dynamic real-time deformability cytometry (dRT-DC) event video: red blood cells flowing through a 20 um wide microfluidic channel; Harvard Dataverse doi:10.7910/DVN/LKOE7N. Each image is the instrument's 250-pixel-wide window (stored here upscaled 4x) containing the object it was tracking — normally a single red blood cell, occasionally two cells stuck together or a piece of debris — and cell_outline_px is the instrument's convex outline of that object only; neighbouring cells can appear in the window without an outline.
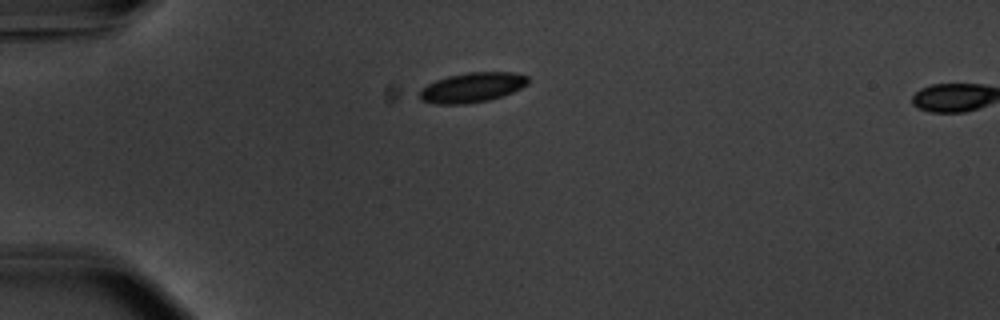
{"species": "common noctule bat (a hibernating species)", "species_latin": "Nyctalus noctula", "temperature_condition": "warm", "stored_images_in_passage": 3, "camera_frame_rate_fps": 3000, "um_per_image_px": 0.085, "animal": {"sex": "male", "body_mass_g": 20.1, "forearm_length_mm": 53.5}, "frame": {"image": 1, "passage_image": 1, "time_ms": 0.0, "image_size_px": [1000, 320], "cell_outline_px": [[528, 84], [512, 92], [488, 100], [464, 104], [436, 104], [420, 100], [420, 88], [436, 80], [448, 76], [468, 72], [512, 72], [528, 76]], "centroid_in_image_um": [40.11, 7.43], "position_along_channel_um": 44.9, "area_um2": 18.73}}